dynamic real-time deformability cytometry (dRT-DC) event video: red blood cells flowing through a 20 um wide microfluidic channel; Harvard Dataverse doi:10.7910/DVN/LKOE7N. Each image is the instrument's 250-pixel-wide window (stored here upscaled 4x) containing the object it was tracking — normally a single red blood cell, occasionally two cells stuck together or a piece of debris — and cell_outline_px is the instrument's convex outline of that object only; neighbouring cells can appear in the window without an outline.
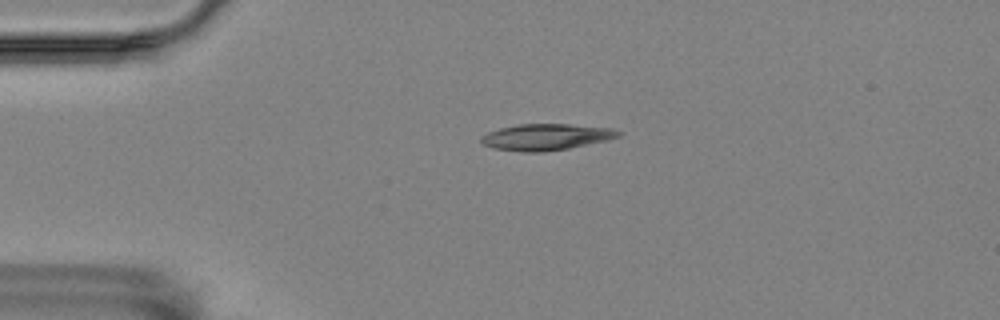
{"species": "Egyptian fruit bat (a non-hibernating species)", "species_latin": "Rousettus aegyptiacus", "temperature_condition": "room temperature", "stored_images_in_passage": 46, "camera_frame_rate_fps": 3000, "um_per_image_px": 0.085, "animal": {"sex": "female"}, "frame": {"image": 1, "passage_image": 2, "time_ms": 0.333, "image_size_px": [1000, 320], "cell_outline_px": [[624, 132], [620, 136], [608, 140], [568, 148], [544, 152], [524, 152], [496, 148], [484, 144], [480, 140], [480, 136], [488, 132], [500, 128], [520, 124], [568, 124], [612, 128]], "centroid_in_image_um": [46.46, 11.64], "position_along_channel_um": 38.5, "area_um2": 20.98}}
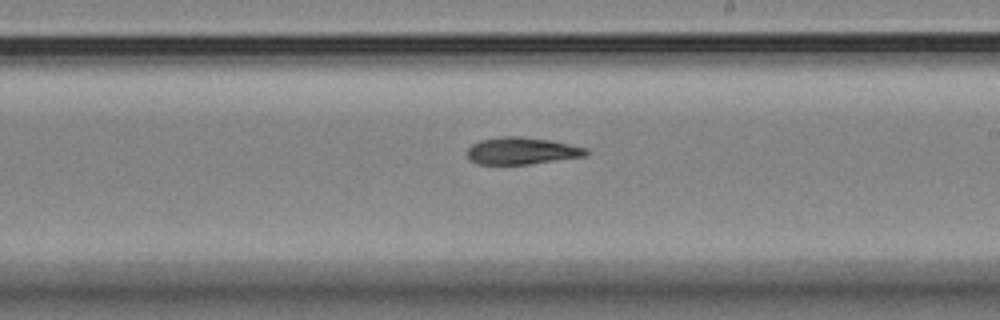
{"frame": {"image": 2, "passage_image": 22, "time_ms": 7.0, "image_size_px": [1000, 320], "cell_outline_px": [[588, 156], [528, 164], [476, 164], [468, 160], [468, 148], [472, 144], [480, 140], [504, 136], [520, 136], [552, 140], [588, 148]], "centroid_in_image_um": [44.37, 12.82], "position_along_channel_um": 244.6, "area_um2": 18.9}}
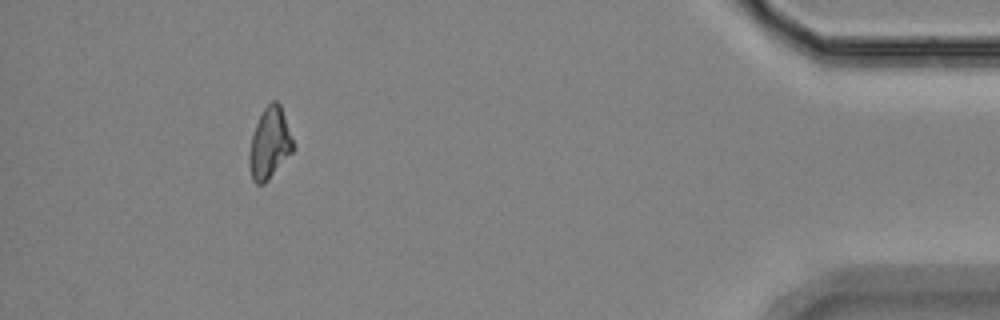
{"frame": {"image": 3, "passage_image": 41, "time_ms": 13.333, "image_size_px": [1000, 320], "cell_outline_px": [[296, 148], [268, 180], [264, 184], [256, 184], [252, 180], [248, 164], [248, 156], [252, 136], [256, 124], [264, 108], [272, 100], [276, 100], [280, 104]], "centroid_in_image_um": [22.92, 12.21], "position_along_channel_um": 412.3, "area_um2": 18.21}, "authors_computed_cell_mechanics": {"area_um2": 19.3919, "velocity_mm_per_s": 3.5365, "shape_relaxation_time_tau1_ms": 6.2454, "shape_relaxation_time_tau2_ms": 7.2194, "deformation_change_tau1": 0.1608, "deformation_change_tau2": 0.1456}}